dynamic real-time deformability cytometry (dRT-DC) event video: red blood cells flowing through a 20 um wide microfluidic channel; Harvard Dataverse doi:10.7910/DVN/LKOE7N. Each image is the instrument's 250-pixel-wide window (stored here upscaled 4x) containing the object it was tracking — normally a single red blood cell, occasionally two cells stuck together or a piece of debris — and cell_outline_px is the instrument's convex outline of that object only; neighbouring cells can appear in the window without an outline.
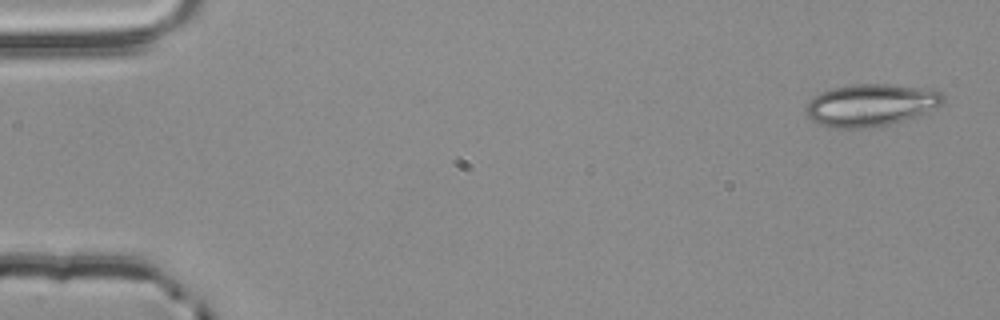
{"species": "common noctule bat (a hibernating species)", "species_latin": "Nyctalus noctula", "temperature_condition": "room temperature", "stored_images_in_passage": 3, "camera_frame_rate_fps": 3000, "um_per_image_px": 0.085, "animal": {"sex": "male", "body_mass_g": 20.4}, "frame": {"image": 1, "passage_image": 1, "time_ms": 0.0, "image_size_px": [1000, 320], "cell_outline_px": [[944, 104], [936, 108], [916, 116], [904, 120], [888, 124], [868, 128], [832, 128], [820, 124], [812, 120], [804, 112], [804, 108], [808, 100], [812, 96], [832, 88], [852, 84], [888, 84], [936, 88], [944, 96]], "centroid_in_image_um": [74.03, 8.91], "position_along_channel_um": 11.0, "area_um2": 34.28}}